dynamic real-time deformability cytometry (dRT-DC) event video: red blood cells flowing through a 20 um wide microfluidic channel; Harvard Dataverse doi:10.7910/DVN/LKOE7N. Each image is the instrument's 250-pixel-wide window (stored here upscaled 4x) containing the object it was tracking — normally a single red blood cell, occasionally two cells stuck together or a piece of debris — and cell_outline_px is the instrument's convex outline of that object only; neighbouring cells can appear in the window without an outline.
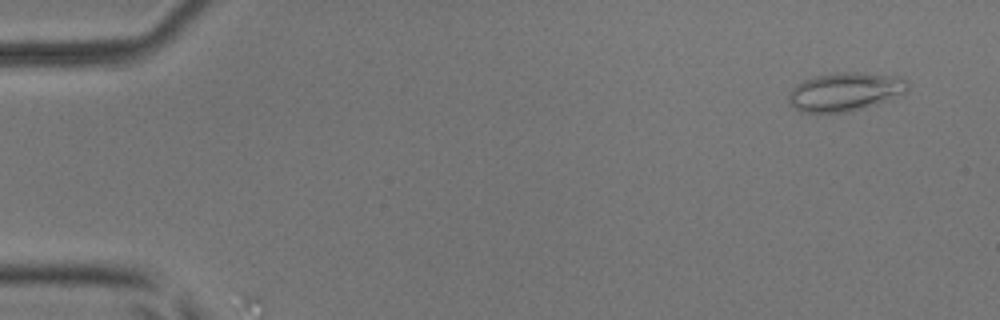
{"species": "common noctule bat (a hibernating species)", "species_latin": "Nyctalus noctula", "temperature_condition": "room temperature", "stored_images_in_passage": 12, "camera_frame_rate_fps": 3000, "um_per_image_px": 0.085, "animal": {"sex": "male", "body_mass_g": 17.9, "forearm_length_mm": 54.2}, "frame": {"image": 1, "passage_image": 4, "time_ms": 1.0, "image_size_px": [1000, 320], "cell_outline_px": [[908, 92], [876, 104], [848, 112], [800, 112], [788, 104], [788, 92], [796, 84], [804, 80], [816, 76], [840, 72], [856, 72], [900, 76], [908, 80]], "centroid_in_image_um": [71.83, 7.79], "position_along_channel_um": 13.2, "area_um2": 26.93}}